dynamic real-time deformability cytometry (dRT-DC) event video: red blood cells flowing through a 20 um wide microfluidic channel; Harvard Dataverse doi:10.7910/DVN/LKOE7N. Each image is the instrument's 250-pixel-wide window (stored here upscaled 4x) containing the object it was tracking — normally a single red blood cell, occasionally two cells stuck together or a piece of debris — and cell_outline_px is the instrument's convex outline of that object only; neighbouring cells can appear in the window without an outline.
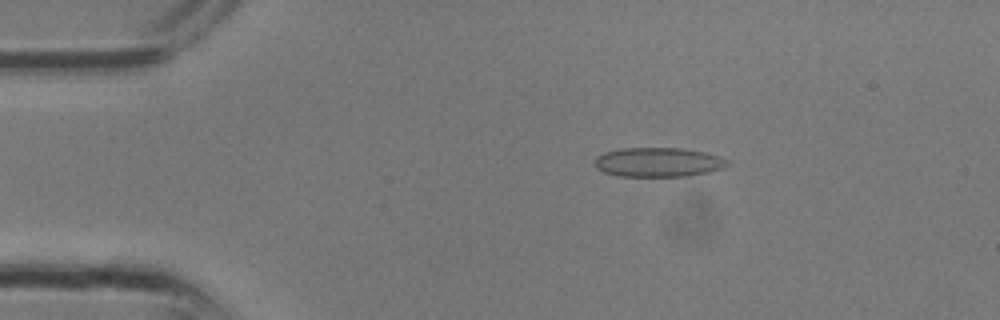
{"species": "common noctule bat (a hibernating species)", "species_latin": "Nyctalus noctula", "temperature_condition": "room temperature", "stored_images_in_passage": 16, "camera_frame_rate_fps": 3000, "um_per_image_px": 0.085, "animal": {"sex": "male", "body_mass_g": 13.3}, "frame": {"image": 1, "passage_image": 5, "time_ms": 1.333, "image_size_px": [1000, 320], "cell_outline_px": [[728, 164], [724, 168], [708, 172], [688, 176], [616, 176], [604, 172], [596, 168], [596, 156], [604, 152], [620, 148], [684, 148], [704, 152], [720, 156], [728, 160]], "centroid_in_image_um": [55.95, 13.78], "position_along_channel_um": 29.0, "area_um2": 22.77}}
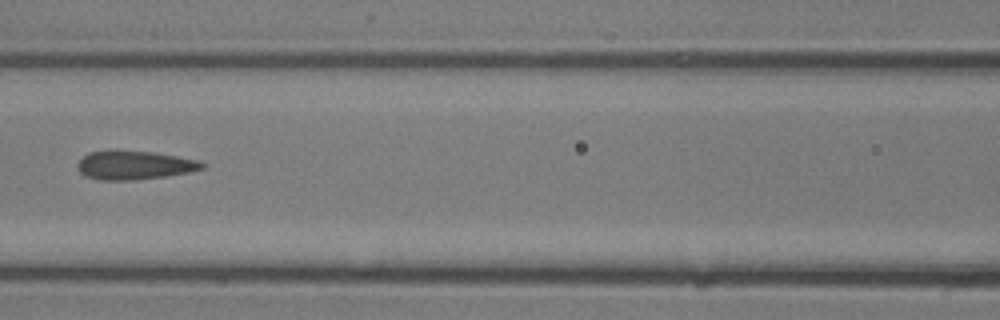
{"frame": {"image": 2, "passage_image": 13, "time_ms": 4.0, "image_size_px": [1000, 320], "cell_outline_px": [[208, 164], [204, 168], [192, 172], [136, 180], [100, 180], [84, 176], [80, 172], [76, 164], [88, 152], [152, 152], [200, 160]], "centroid_in_image_um": [11.48, 14.07], "position_along_channel_um": 155.1, "area_um2": 20.58}}
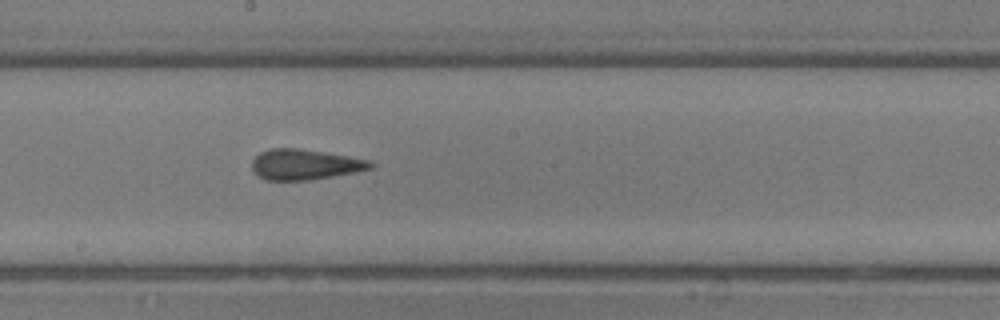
{"frame": {"image": 3, "passage_image": 16, "time_ms": 5.0, "image_size_px": [1000, 320], "cell_outline_px": [[376, 164], [372, 168], [356, 172], [308, 180], [264, 180], [252, 168], [252, 160], [260, 152], [272, 148], [300, 148], [372, 160]], "centroid_in_image_um": [25.95, 13.97], "position_along_channel_um": 222.3, "area_um2": 21.04}}